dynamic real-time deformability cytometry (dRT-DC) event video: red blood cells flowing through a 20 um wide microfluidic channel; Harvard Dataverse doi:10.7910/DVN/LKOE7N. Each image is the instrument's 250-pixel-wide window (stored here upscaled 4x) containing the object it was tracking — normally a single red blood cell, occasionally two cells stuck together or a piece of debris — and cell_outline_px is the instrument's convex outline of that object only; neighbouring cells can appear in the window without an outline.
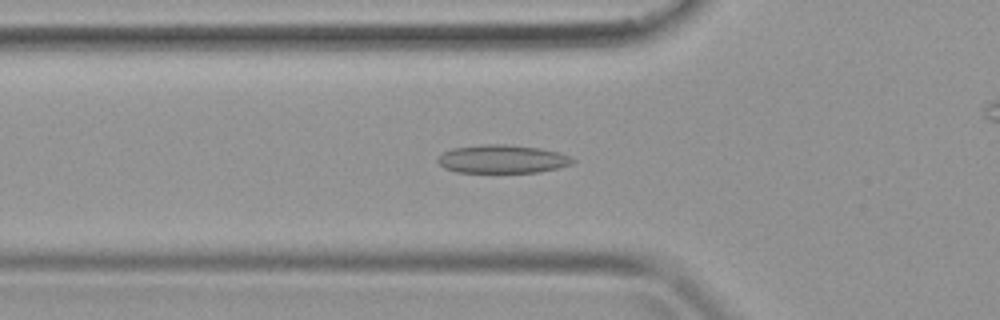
{"species": "common noctule bat (a hibernating species)", "species_latin": "Nyctalus noctula", "temperature_condition": "warm", "stored_images_in_passage": 40, "camera_frame_rate_fps": 3000, "um_per_image_px": 0.085, "animal": {"sex": "female", "body_mass_g": 19.9}, "frame": {"image": 1, "passage_image": 13, "time_ms": 4.0, "image_size_px": [1000, 320], "cell_outline_px": [[576, 160], [572, 164], [560, 168], [536, 172], [456, 172], [444, 168], [436, 160], [444, 152], [452, 148], [480, 144], [504, 144], [540, 148], [560, 152]], "centroid_in_image_um": [42.71, 13.51], "position_along_channel_um": 83.1, "area_um2": 22.31}}
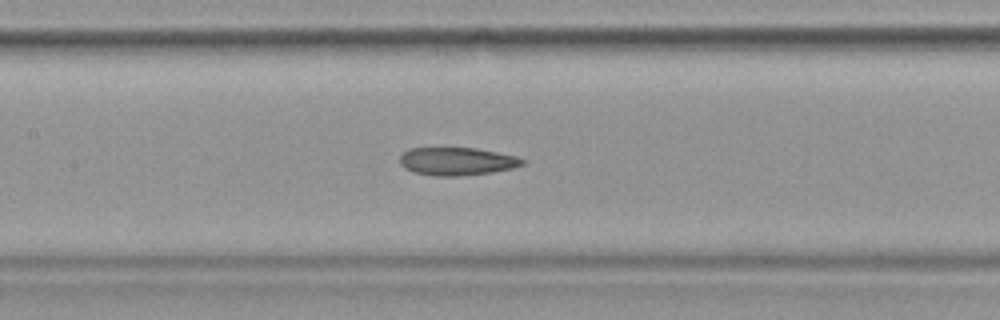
{"frame": {"image": 2, "passage_image": 18, "time_ms": 5.667, "image_size_px": [1000, 320], "cell_outline_px": [[524, 164], [512, 168], [492, 172], [456, 176], [436, 176], [412, 172], [404, 168], [400, 164], [400, 156], [408, 148], [476, 148], [516, 156], [524, 160]], "centroid_in_image_um": [38.8, 13.71], "position_along_channel_um": 168.6, "area_um2": 19.88}}
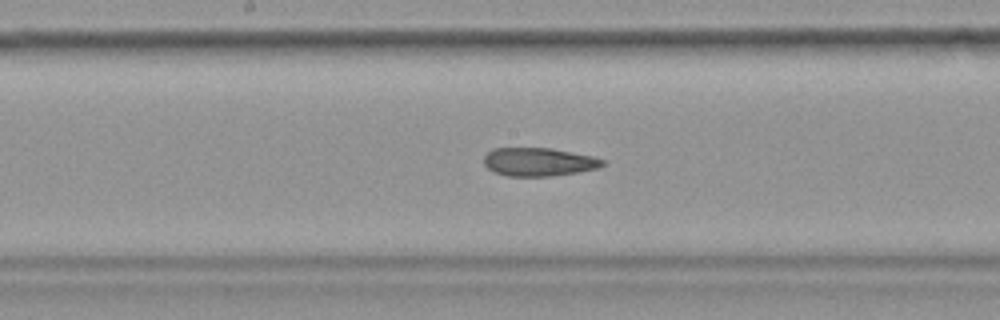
{"frame": {"image": 3, "passage_image": 20, "time_ms": 6.333, "image_size_px": [1000, 320], "cell_outline_px": [[604, 164], [596, 168], [576, 172], [548, 176], [504, 176], [492, 172], [484, 164], [484, 156], [492, 148], [552, 148], [592, 156], [604, 160]], "centroid_in_image_um": [45.72, 13.76], "position_along_channel_um": 202.5, "area_um2": 19.54}}